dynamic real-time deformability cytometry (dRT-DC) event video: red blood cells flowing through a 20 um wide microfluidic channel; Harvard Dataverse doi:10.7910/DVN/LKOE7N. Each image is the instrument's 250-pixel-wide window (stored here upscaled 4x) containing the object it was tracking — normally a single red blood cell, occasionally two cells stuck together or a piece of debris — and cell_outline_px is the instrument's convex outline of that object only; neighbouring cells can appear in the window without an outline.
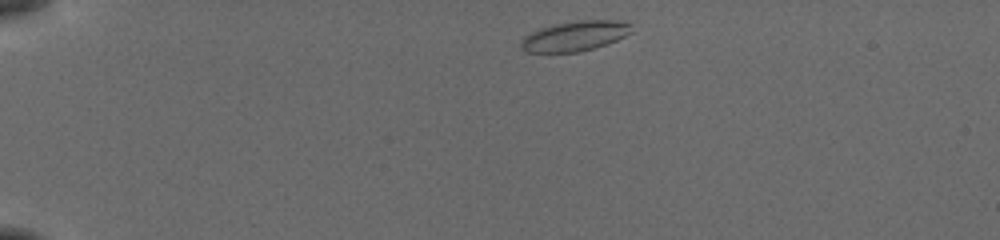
{"species": "common noctule bat (a hibernating species)", "species_latin": "Nyctalus noctula", "temperature_condition": "cold", "stored_images_in_passage": 43, "camera_frame_rate_fps": 3000, "um_per_image_px": 0.085, "animal": {"sex": "female", "body_mass_g": 19.5, "forearm_length_mm": 54.1}, "frame": {"image": 1, "passage_image": 1, "time_ms": 0.0, "image_size_px": [1000, 240], "cell_outline_px": [[632, 32], [608, 44], [596, 48], [580, 52], [524, 52], [520, 48], [520, 40], [524, 36], [540, 28], [556, 24], [580, 20], [616, 20], [632, 24]], "centroid_in_image_um": [48.86, 3.07], "position_along_channel_um": 36.1, "area_um2": 19.48}}
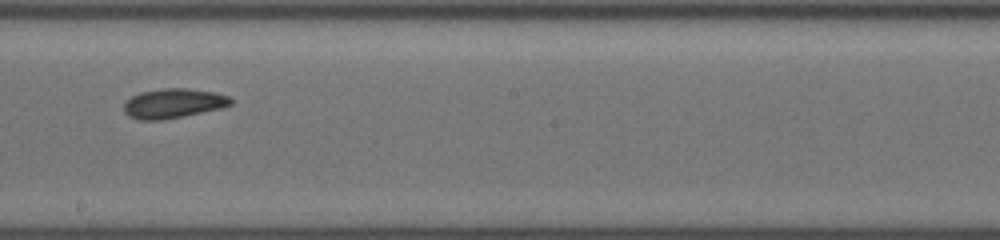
{"frame": {"image": 2, "passage_image": 22, "time_ms": 7.0, "image_size_px": [1000, 240], "cell_outline_px": [[232, 104], [220, 108], [160, 120], [140, 120], [128, 116], [124, 112], [124, 100], [140, 92], [164, 88], [188, 88], [216, 92], [232, 96]], "centroid_in_image_um": [14.72, 8.77], "position_along_channel_um": 233.5, "area_um2": 18.44}}
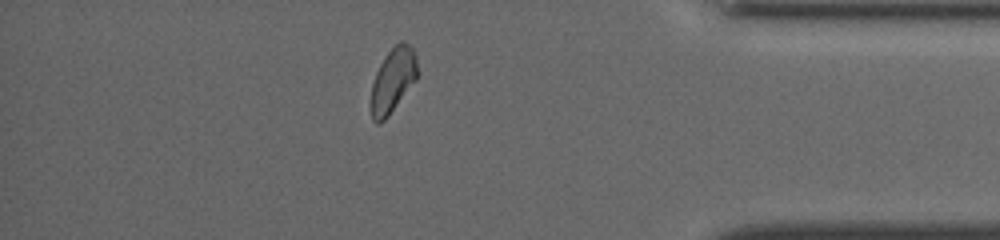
{"frame": {"image": 3, "passage_image": 37, "time_ms": 12.0, "image_size_px": [1000, 240], "cell_outline_px": [[420, 72], [416, 80], [388, 116], [380, 124], [376, 124], [372, 120], [368, 104], [372, 84], [376, 72], [384, 56], [400, 40], [404, 40], [412, 48], [416, 56]], "centroid_in_image_um": [33.38, 6.85], "position_along_channel_um": 401.8, "area_um2": 18.03}, "authors_computed_cell_mechanics": {"area_um2": 18.0914, "velocity_mm_per_s": 3.8453, "shape_relaxation_time_tau1_ms": null, "shape_relaxation_time_tau2_ms": 7.8387, "deformation_change_tau1": null, "deformation_change_tau2": 0.1623}}